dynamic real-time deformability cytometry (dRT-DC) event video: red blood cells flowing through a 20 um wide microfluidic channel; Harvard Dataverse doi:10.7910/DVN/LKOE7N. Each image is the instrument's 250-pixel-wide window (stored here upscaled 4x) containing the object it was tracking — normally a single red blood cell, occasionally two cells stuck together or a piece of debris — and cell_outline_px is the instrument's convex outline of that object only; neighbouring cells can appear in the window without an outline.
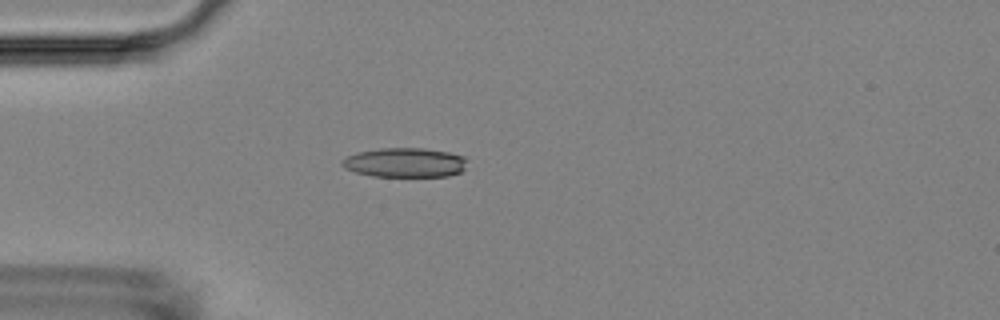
{"species": "Egyptian fruit bat (a non-hibernating species)", "species_latin": "Rousettus aegyptiacus", "temperature_condition": "room temperature", "stored_images_in_passage": 5, "camera_frame_rate_fps": 3000, "um_per_image_px": 0.085, "animal": {"sex": "female"}, "frame": {"image": 1, "passage_image": 5, "time_ms": 4.667, "image_size_px": [1000, 320], "cell_outline_px": [[468, 160], [464, 168], [460, 172], [448, 176], [372, 176], [356, 172], [344, 168], [340, 164], [340, 160], [356, 152], [380, 148], [424, 148], [448, 152], [464, 156]], "centroid_in_image_um": [34.4, 13.81], "position_along_channel_um": 50.6, "area_um2": 21.56}}